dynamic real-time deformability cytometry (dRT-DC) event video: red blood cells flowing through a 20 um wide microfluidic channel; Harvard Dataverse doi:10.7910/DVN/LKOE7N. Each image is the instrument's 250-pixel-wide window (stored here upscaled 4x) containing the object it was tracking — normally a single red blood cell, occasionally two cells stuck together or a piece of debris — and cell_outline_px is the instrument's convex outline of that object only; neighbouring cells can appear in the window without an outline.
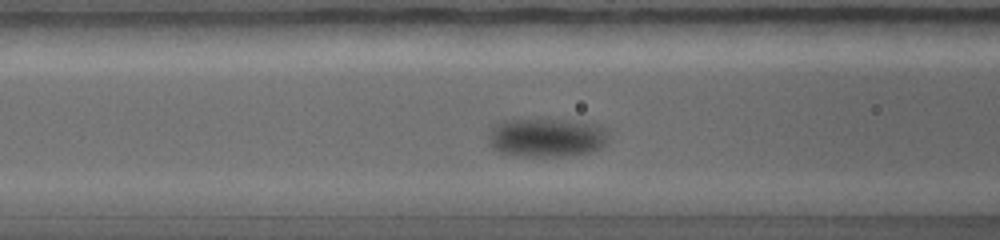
{"species": "common noctule bat (a hibernating species)", "species_latin": "Nyctalus noctula", "temperature_condition": "warm", "stored_images_in_passage": 47, "camera_frame_rate_fps": 5000, "um_per_image_px": 0.085, "animal": {"sex": "female", "body_mass_g": 19.0, "forearm_length_mm": 56.7}, "frame": {"image": 1, "passage_image": 15, "time_ms": 2.8, "image_size_px": [1000, 240], "cell_outline_px": [[608, 140], [600, 148], [592, 152], [568, 156], [516, 156], [496, 152], [488, 144], [488, 128], [496, 124], [512, 120], [568, 120], [596, 124], [608, 128]], "centroid_in_image_um": [46.45, 11.71], "position_along_channel_um": 120.2, "area_um2": 27.57}}
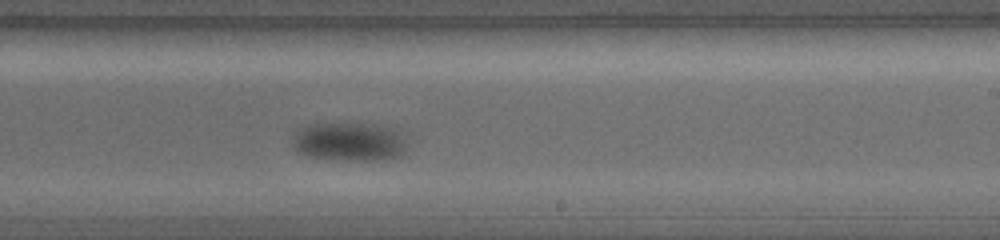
{"frame": {"image": 2, "passage_image": 27, "time_ms": 5.4, "image_size_px": [1000, 240], "cell_outline_px": [[408, 148], [400, 156], [384, 160], [344, 160], [308, 156], [296, 152], [292, 148], [292, 132], [296, 128], [312, 124], [352, 124], [384, 128], [392, 132], [404, 140]], "centroid_in_image_um": [29.53, 12.09], "position_along_channel_um": 259.5, "area_um2": 25.32}}
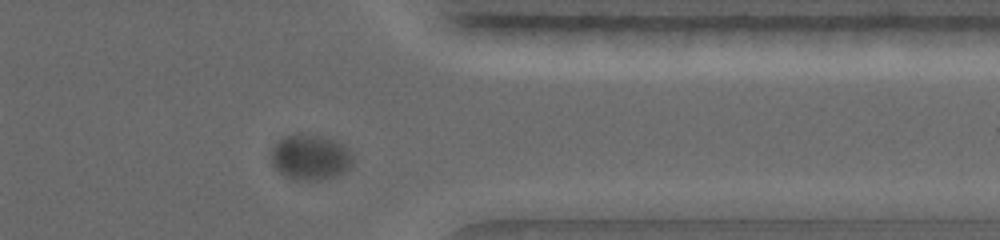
{"frame": {"image": 3, "passage_image": 40, "time_ms": 7.8, "image_size_px": [1000, 240], "cell_outline_px": [[356, 160], [352, 168], [340, 176], [320, 180], [296, 180], [280, 172], [272, 164], [272, 148], [284, 136], [296, 132], [300, 132], [324, 136], [336, 140], [344, 144], [348, 148]], "centroid_in_image_um": [26.47, 13.35], "position_along_channel_um": 384.9, "area_um2": 22.37}}